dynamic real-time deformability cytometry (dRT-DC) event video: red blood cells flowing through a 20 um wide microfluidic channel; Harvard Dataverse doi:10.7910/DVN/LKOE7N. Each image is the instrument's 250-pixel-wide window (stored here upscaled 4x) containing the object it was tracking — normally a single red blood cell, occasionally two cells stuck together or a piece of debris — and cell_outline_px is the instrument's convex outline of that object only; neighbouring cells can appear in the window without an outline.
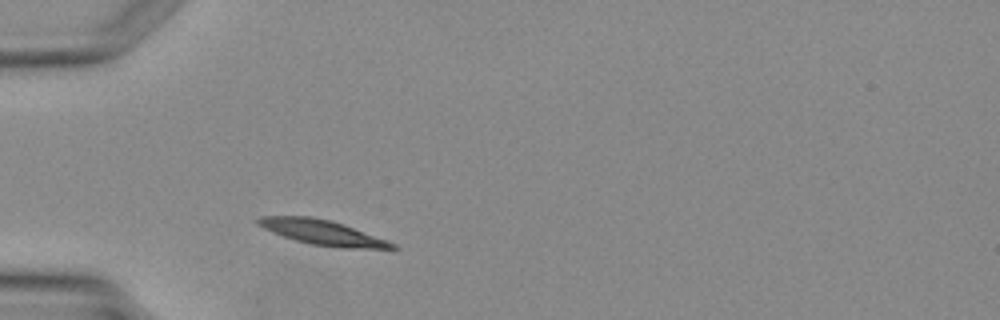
{"species": "Egyptian fruit bat (a non-hibernating species)", "species_latin": "Rousettus aegyptiacus", "temperature_condition": "warm", "stored_images_in_passage": 2, "camera_frame_rate_fps": 3000, "um_per_image_px": 0.085, "animal": {"sex": "female"}, "frame": {"image": 1, "passage_image": 2, "time_ms": 1.0, "image_size_px": [1000, 320], "cell_outline_px": [[400, 248], [340, 248], [312, 244], [296, 240], [272, 232], [256, 224], [256, 220], [260, 216], [312, 216], [332, 220], [344, 224], [388, 240], [396, 244]], "centroid_in_image_um": [27.42, 19.74], "position_along_channel_um": 57.6, "area_um2": 19.48}}